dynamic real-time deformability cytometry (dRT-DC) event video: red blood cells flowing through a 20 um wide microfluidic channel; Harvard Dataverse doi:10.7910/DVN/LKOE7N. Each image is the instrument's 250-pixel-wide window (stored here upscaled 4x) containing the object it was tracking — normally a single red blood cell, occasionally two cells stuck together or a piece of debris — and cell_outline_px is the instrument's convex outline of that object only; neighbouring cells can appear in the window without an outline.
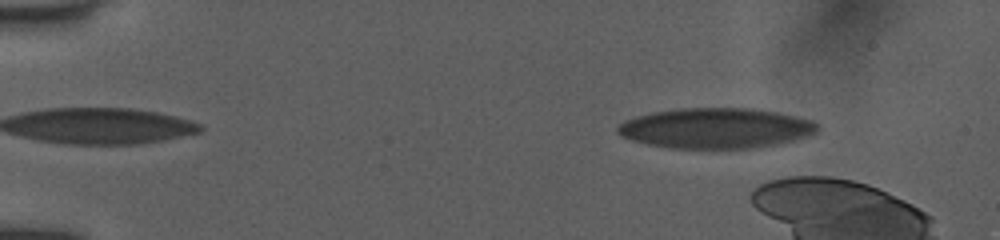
{"species": "human", "species_latin": "Homo sapiens", "temperature_condition": "room temperature", "stored_images_in_passage": 13, "camera_frame_rate_fps": 3000, "um_per_image_px": 0.085, "donor": {"sex": "female"}, "frame": {"image": 1, "passage_image": 4, "time_ms": 1.0, "image_size_px": [1000, 240], "cell_outline_px": [[820, 128], [816, 132], [776, 144], [752, 148], [668, 148], [648, 144], [632, 140], [620, 136], [616, 132], [616, 128], [620, 124], [636, 116], [656, 112], [684, 108], [748, 108], [772, 112], [812, 120]], "centroid_in_image_um": [60.78, 10.9], "position_along_channel_um": 24.2, "area_um2": 46.18}}